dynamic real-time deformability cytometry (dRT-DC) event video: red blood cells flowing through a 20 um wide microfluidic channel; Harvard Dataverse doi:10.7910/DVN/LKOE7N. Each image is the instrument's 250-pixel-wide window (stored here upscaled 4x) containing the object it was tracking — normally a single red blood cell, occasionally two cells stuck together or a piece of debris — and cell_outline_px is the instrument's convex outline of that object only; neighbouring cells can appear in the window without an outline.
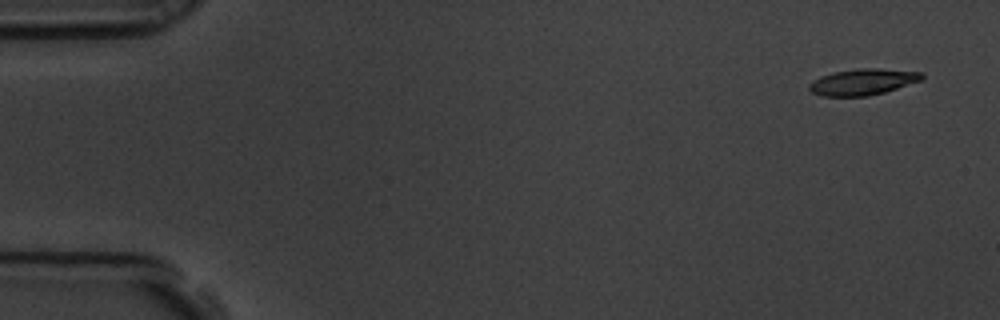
{"species": "common noctule bat (a hibernating species)", "species_latin": "Nyctalus noctula", "temperature_condition": "room temperature", "stored_images_in_passage": 5, "camera_frame_rate_fps": 3000, "um_per_image_px": 0.085, "animal": {"sex": "male", "body_mass_g": 19.5, "forearm_length_mm": 54.6}, "frame": {"image": 1, "passage_image": 1, "time_ms": 0.0, "image_size_px": [1000, 320], "cell_outline_px": [[924, 76], [920, 80], [884, 92], [868, 96], [820, 96], [812, 92], [808, 88], [808, 84], [812, 80], [820, 76], [832, 72], [856, 68], [880, 68], [924, 72]], "centroid_in_image_um": [73.29, 6.95], "position_along_channel_um": 11.7, "area_um2": 17.34}}
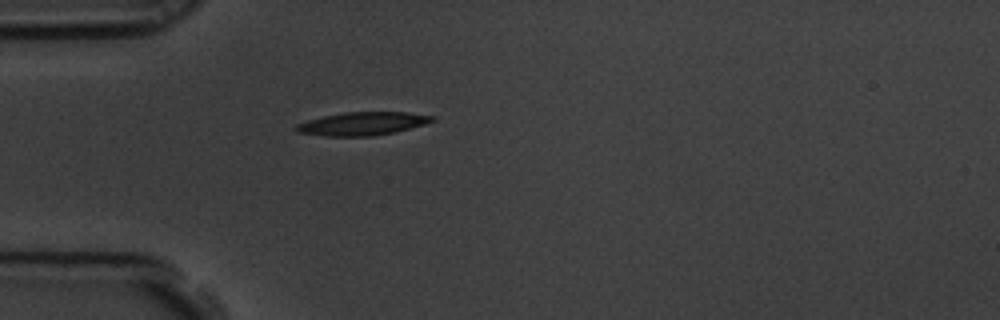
{"frame": {"image": 2, "passage_image": 5, "time_ms": 1.333, "image_size_px": [1000, 320], "cell_outline_px": [[436, 120], [424, 124], [396, 132], [372, 136], [324, 136], [296, 132], [292, 128], [296, 124], [308, 120], [324, 116], [344, 112], [408, 112], [436, 116]], "centroid_in_image_um": [30.8, 10.51], "position_along_channel_um": 54.2, "area_um2": 18.55}}